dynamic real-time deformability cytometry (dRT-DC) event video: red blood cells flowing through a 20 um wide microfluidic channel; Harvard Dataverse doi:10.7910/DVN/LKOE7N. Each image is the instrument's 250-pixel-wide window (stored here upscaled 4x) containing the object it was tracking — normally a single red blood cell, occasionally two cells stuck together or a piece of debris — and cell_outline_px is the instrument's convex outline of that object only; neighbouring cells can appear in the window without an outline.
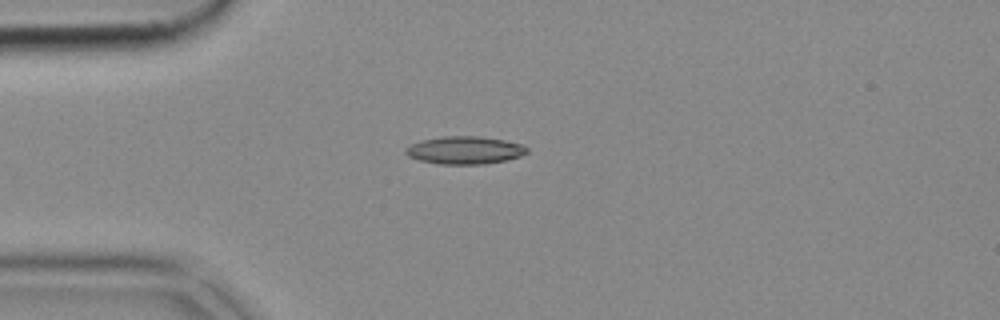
{"species": "common noctule bat (a hibernating species)", "species_latin": "Nyctalus noctula", "temperature_condition": "cold", "stored_images_in_passage": 40, "camera_frame_rate_fps": 3000, "um_per_image_px": 0.085, "animal": {"sex": "female", "body_mass_g": 18.4}, "frame": {"image": 1, "passage_image": 1, "time_ms": 0.0, "image_size_px": [1000, 320], "cell_outline_px": [[528, 152], [520, 156], [504, 160], [480, 164], [440, 164], [420, 160], [408, 156], [404, 152], [404, 148], [420, 140], [444, 136], [476, 136], [504, 140], [520, 144], [528, 148]], "centroid_in_image_um": [39.46, 12.76], "position_along_channel_um": 45.5, "area_um2": 19.42}}
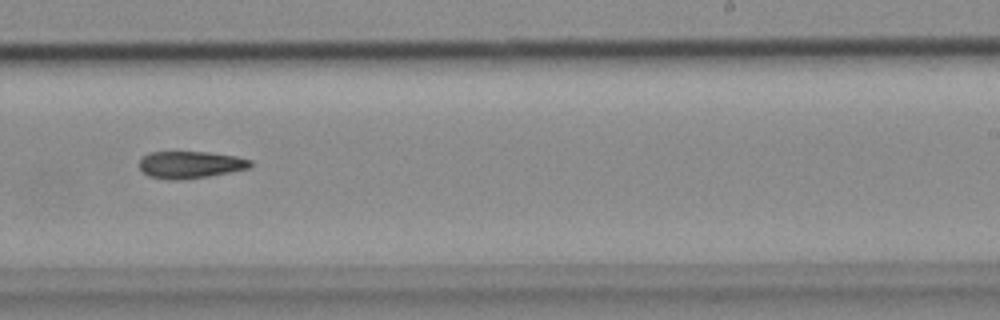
{"frame": {"image": 2, "passage_image": 20, "time_ms": 6.333, "image_size_px": [1000, 320], "cell_outline_px": [[252, 164], [248, 168], [208, 176], [176, 180], [148, 176], [140, 168], [140, 160], [148, 152], [208, 152], [236, 156], [252, 160]], "centroid_in_image_um": [16.18, 13.99], "position_along_channel_um": 272.8, "area_um2": 17.28}}
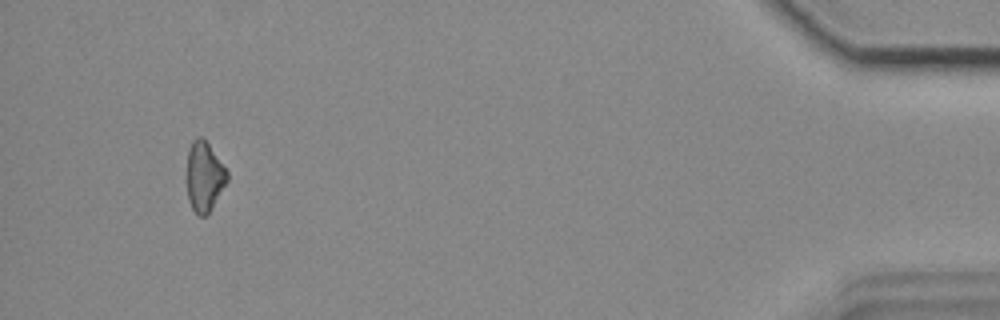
{"frame": {"image": 3, "passage_image": 37, "time_ms": 12.0, "image_size_px": [1000, 320], "cell_outline_px": [[228, 180], [208, 212], [204, 216], [200, 216], [192, 208], [188, 200], [184, 176], [188, 148], [192, 140], [196, 136], [204, 136], [228, 172]], "centroid_in_image_um": [17.3, 14.93], "position_along_channel_um": 417.9, "area_um2": 16.94}}